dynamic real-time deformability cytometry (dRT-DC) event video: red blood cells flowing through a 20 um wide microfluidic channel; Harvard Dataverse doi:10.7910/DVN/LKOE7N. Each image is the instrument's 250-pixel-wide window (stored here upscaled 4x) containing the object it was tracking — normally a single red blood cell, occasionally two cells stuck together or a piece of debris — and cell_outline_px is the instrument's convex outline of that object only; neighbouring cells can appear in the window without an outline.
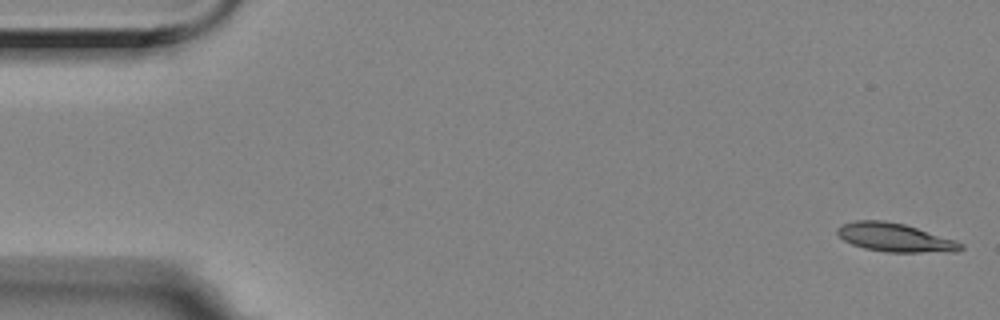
{"species": "Egyptian fruit bat (a non-hibernating species)", "species_latin": "Rousettus aegyptiacus", "temperature_condition": "room temperature", "stored_images_in_passage": 57, "camera_frame_rate_fps": 3000, "um_per_image_px": 0.085, "animal": {"sex": "female"}, "frame": {"image": 1, "passage_image": 1, "time_ms": 0.0, "image_size_px": [1000, 320], "cell_outline_px": [[964, 248], [956, 252], [884, 252], [864, 248], [852, 244], [844, 240], [836, 232], [836, 228], [844, 224], [856, 220], [884, 220], [904, 224], [956, 240], [964, 244]], "centroid_in_image_um": [76.1, 20.19], "position_along_channel_um": 8.9, "area_um2": 20.58}}
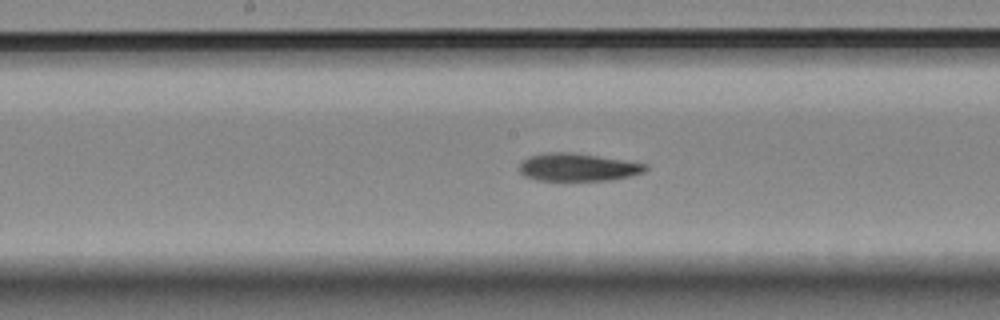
{"frame": {"image": 2, "passage_image": 28, "time_ms": 9.0, "image_size_px": [1000, 320], "cell_outline_px": [[648, 168], [644, 172], [612, 180], [536, 180], [520, 172], [520, 164], [528, 156], [544, 152], [572, 152], [624, 160], [648, 164]], "centroid_in_image_um": [49.13, 14.2], "position_along_channel_um": 199.1, "area_um2": 20.29}}
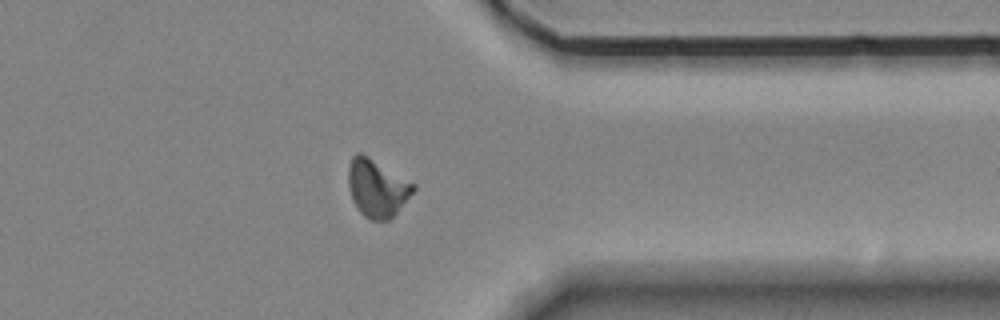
{"frame": {"image": 3, "passage_image": 44, "time_ms": 14.333, "image_size_px": [1000, 320], "cell_outline_px": [[416, 188], [396, 212], [388, 220], [368, 220], [360, 212], [352, 200], [348, 188], [348, 168], [352, 156], [356, 152], [360, 152], [368, 156], [416, 184]], "centroid_in_image_um": [32.02, 15.97], "position_along_channel_um": 379.4, "area_um2": 21.79}, "authors_computed_cell_mechanics": {"area_um2": 20.7502, "velocity_mm_per_s": 3.519, "shape_relaxation_time_tau1_ms": 8.2916, "shape_relaxation_time_tau2_ms": 5.5351, "deformation_change_tau1": 0.2107, "deformation_change_tau2": 0.1237}}